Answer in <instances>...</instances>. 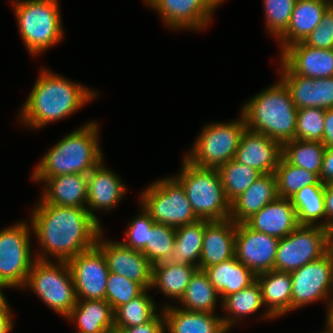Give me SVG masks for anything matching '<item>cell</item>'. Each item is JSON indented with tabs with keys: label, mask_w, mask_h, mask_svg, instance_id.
I'll return each mask as SVG.
<instances>
[{
	"label": "cell",
	"mask_w": 333,
	"mask_h": 333,
	"mask_svg": "<svg viewBox=\"0 0 333 333\" xmlns=\"http://www.w3.org/2000/svg\"><path fill=\"white\" fill-rule=\"evenodd\" d=\"M204 220L176 227L174 250L166 262L199 266L203 245Z\"/></svg>",
	"instance_id": "1f68e13d"
},
{
	"label": "cell",
	"mask_w": 333,
	"mask_h": 333,
	"mask_svg": "<svg viewBox=\"0 0 333 333\" xmlns=\"http://www.w3.org/2000/svg\"><path fill=\"white\" fill-rule=\"evenodd\" d=\"M249 228L276 238H284L298 226L291 200L278 197L244 222Z\"/></svg>",
	"instance_id": "603a6c76"
},
{
	"label": "cell",
	"mask_w": 333,
	"mask_h": 333,
	"mask_svg": "<svg viewBox=\"0 0 333 333\" xmlns=\"http://www.w3.org/2000/svg\"><path fill=\"white\" fill-rule=\"evenodd\" d=\"M30 222L20 220L0 230V282L21 290L36 260Z\"/></svg>",
	"instance_id": "30bf717a"
},
{
	"label": "cell",
	"mask_w": 333,
	"mask_h": 333,
	"mask_svg": "<svg viewBox=\"0 0 333 333\" xmlns=\"http://www.w3.org/2000/svg\"><path fill=\"white\" fill-rule=\"evenodd\" d=\"M225 0H146L170 30L205 31ZM219 6V7H218ZM186 29V30H185ZM203 29V30H202Z\"/></svg>",
	"instance_id": "4fadbf2b"
},
{
	"label": "cell",
	"mask_w": 333,
	"mask_h": 333,
	"mask_svg": "<svg viewBox=\"0 0 333 333\" xmlns=\"http://www.w3.org/2000/svg\"><path fill=\"white\" fill-rule=\"evenodd\" d=\"M107 167L103 159L87 174L86 209L102 227L103 224L95 213L102 210L108 213L114 208L116 210L128 190L120 175Z\"/></svg>",
	"instance_id": "e0dca14e"
},
{
	"label": "cell",
	"mask_w": 333,
	"mask_h": 333,
	"mask_svg": "<svg viewBox=\"0 0 333 333\" xmlns=\"http://www.w3.org/2000/svg\"><path fill=\"white\" fill-rule=\"evenodd\" d=\"M324 325V330L320 333H333V325L327 319H325Z\"/></svg>",
	"instance_id": "f5cc1de1"
},
{
	"label": "cell",
	"mask_w": 333,
	"mask_h": 333,
	"mask_svg": "<svg viewBox=\"0 0 333 333\" xmlns=\"http://www.w3.org/2000/svg\"><path fill=\"white\" fill-rule=\"evenodd\" d=\"M139 205L158 224L179 227L198 221L181 183L170 174L147 185Z\"/></svg>",
	"instance_id": "52a82bcc"
},
{
	"label": "cell",
	"mask_w": 333,
	"mask_h": 333,
	"mask_svg": "<svg viewBox=\"0 0 333 333\" xmlns=\"http://www.w3.org/2000/svg\"><path fill=\"white\" fill-rule=\"evenodd\" d=\"M312 107L333 108V77L313 78Z\"/></svg>",
	"instance_id": "f6af8a7d"
},
{
	"label": "cell",
	"mask_w": 333,
	"mask_h": 333,
	"mask_svg": "<svg viewBox=\"0 0 333 333\" xmlns=\"http://www.w3.org/2000/svg\"><path fill=\"white\" fill-rule=\"evenodd\" d=\"M325 146L319 141L298 139L283 144V157L292 165L320 175Z\"/></svg>",
	"instance_id": "e575fe53"
},
{
	"label": "cell",
	"mask_w": 333,
	"mask_h": 333,
	"mask_svg": "<svg viewBox=\"0 0 333 333\" xmlns=\"http://www.w3.org/2000/svg\"><path fill=\"white\" fill-rule=\"evenodd\" d=\"M176 228L154 223L150 230L149 243L142 250L143 255L154 265L167 261L174 250Z\"/></svg>",
	"instance_id": "74e56055"
},
{
	"label": "cell",
	"mask_w": 333,
	"mask_h": 333,
	"mask_svg": "<svg viewBox=\"0 0 333 333\" xmlns=\"http://www.w3.org/2000/svg\"><path fill=\"white\" fill-rule=\"evenodd\" d=\"M31 290L52 311L65 317L77 302L75 287L68 263L35 260L22 288Z\"/></svg>",
	"instance_id": "9c48e42d"
},
{
	"label": "cell",
	"mask_w": 333,
	"mask_h": 333,
	"mask_svg": "<svg viewBox=\"0 0 333 333\" xmlns=\"http://www.w3.org/2000/svg\"><path fill=\"white\" fill-rule=\"evenodd\" d=\"M4 288L8 287L0 282V310H3L9 304L3 291Z\"/></svg>",
	"instance_id": "816d5d0a"
},
{
	"label": "cell",
	"mask_w": 333,
	"mask_h": 333,
	"mask_svg": "<svg viewBox=\"0 0 333 333\" xmlns=\"http://www.w3.org/2000/svg\"><path fill=\"white\" fill-rule=\"evenodd\" d=\"M31 209L30 223L39 249L37 260L64 261L96 245L104 229L85 208L45 204L40 198ZM52 258V259H50Z\"/></svg>",
	"instance_id": "6da1fadb"
},
{
	"label": "cell",
	"mask_w": 333,
	"mask_h": 333,
	"mask_svg": "<svg viewBox=\"0 0 333 333\" xmlns=\"http://www.w3.org/2000/svg\"><path fill=\"white\" fill-rule=\"evenodd\" d=\"M100 126L96 120L71 131L47 150L30 179H48L62 174L87 175L103 159Z\"/></svg>",
	"instance_id": "3957f363"
},
{
	"label": "cell",
	"mask_w": 333,
	"mask_h": 333,
	"mask_svg": "<svg viewBox=\"0 0 333 333\" xmlns=\"http://www.w3.org/2000/svg\"><path fill=\"white\" fill-rule=\"evenodd\" d=\"M204 272L219 292L221 300L248 287L256 280V275L236 257L206 268Z\"/></svg>",
	"instance_id": "f1b7e54d"
},
{
	"label": "cell",
	"mask_w": 333,
	"mask_h": 333,
	"mask_svg": "<svg viewBox=\"0 0 333 333\" xmlns=\"http://www.w3.org/2000/svg\"><path fill=\"white\" fill-rule=\"evenodd\" d=\"M11 304H8L3 310H0V333H11L14 328V319Z\"/></svg>",
	"instance_id": "f907efd6"
},
{
	"label": "cell",
	"mask_w": 333,
	"mask_h": 333,
	"mask_svg": "<svg viewBox=\"0 0 333 333\" xmlns=\"http://www.w3.org/2000/svg\"><path fill=\"white\" fill-rule=\"evenodd\" d=\"M237 224L230 218L222 221L204 220L203 245L199 270L235 257V238Z\"/></svg>",
	"instance_id": "ffe728a7"
},
{
	"label": "cell",
	"mask_w": 333,
	"mask_h": 333,
	"mask_svg": "<svg viewBox=\"0 0 333 333\" xmlns=\"http://www.w3.org/2000/svg\"><path fill=\"white\" fill-rule=\"evenodd\" d=\"M325 228L333 227V188L328 184L324 187Z\"/></svg>",
	"instance_id": "c3c4849f"
},
{
	"label": "cell",
	"mask_w": 333,
	"mask_h": 333,
	"mask_svg": "<svg viewBox=\"0 0 333 333\" xmlns=\"http://www.w3.org/2000/svg\"><path fill=\"white\" fill-rule=\"evenodd\" d=\"M77 300L105 299L110 273L105 256L95 245L67 261Z\"/></svg>",
	"instance_id": "5bb4252c"
},
{
	"label": "cell",
	"mask_w": 333,
	"mask_h": 333,
	"mask_svg": "<svg viewBox=\"0 0 333 333\" xmlns=\"http://www.w3.org/2000/svg\"><path fill=\"white\" fill-rule=\"evenodd\" d=\"M329 185L333 188V181L329 183Z\"/></svg>",
	"instance_id": "9f6ffc18"
},
{
	"label": "cell",
	"mask_w": 333,
	"mask_h": 333,
	"mask_svg": "<svg viewBox=\"0 0 333 333\" xmlns=\"http://www.w3.org/2000/svg\"><path fill=\"white\" fill-rule=\"evenodd\" d=\"M198 270L197 266L187 264H173L166 261L152 265V286L164 295L166 300L175 304L183 296L192 276Z\"/></svg>",
	"instance_id": "83f0119b"
},
{
	"label": "cell",
	"mask_w": 333,
	"mask_h": 333,
	"mask_svg": "<svg viewBox=\"0 0 333 333\" xmlns=\"http://www.w3.org/2000/svg\"><path fill=\"white\" fill-rule=\"evenodd\" d=\"M265 310L260 320H276L291 312L292 279L290 272L271 270L256 275ZM264 311V312H263ZM262 318V319H261Z\"/></svg>",
	"instance_id": "44dd1931"
},
{
	"label": "cell",
	"mask_w": 333,
	"mask_h": 333,
	"mask_svg": "<svg viewBox=\"0 0 333 333\" xmlns=\"http://www.w3.org/2000/svg\"><path fill=\"white\" fill-rule=\"evenodd\" d=\"M327 320L333 325V304H332L331 311L327 317Z\"/></svg>",
	"instance_id": "11a10c76"
},
{
	"label": "cell",
	"mask_w": 333,
	"mask_h": 333,
	"mask_svg": "<svg viewBox=\"0 0 333 333\" xmlns=\"http://www.w3.org/2000/svg\"><path fill=\"white\" fill-rule=\"evenodd\" d=\"M44 187L40 199L45 204L86 209L87 175L62 174L48 179H31Z\"/></svg>",
	"instance_id": "7402d4cb"
},
{
	"label": "cell",
	"mask_w": 333,
	"mask_h": 333,
	"mask_svg": "<svg viewBox=\"0 0 333 333\" xmlns=\"http://www.w3.org/2000/svg\"><path fill=\"white\" fill-rule=\"evenodd\" d=\"M75 324L77 333H115L114 311L105 300H77L65 317Z\"/></svg>",
	"instance_id": "4316f807"
},
{
	"label": "cell",
	"mask_w": 333,
	"mask_h": 333,
	"mask_svg": "<svg viewBox=\"0 0 333 333\" xmlns=\"http://www.w3.org/2000/svg\"><path fill=\"white\" fill-rule=\"evenodd\" d=\"M19 34L30 56H41L64 39L59 0H11Z\"/></svg>",
	"instance_id": "5b68a950"
},
{
	"label": "cell",
	"mask_w": 333,
	"mask_h": 333,
	"mask_svg": "<svg viewBox=\"0 0 333 333\" xmlns=\"http://www.w3.org/2000/svg\"><path fill=\"white\" fill-rule=\"evenodd\" d=\"M145 289L124 276L110 272L107 279L105 300L113 311L141 295Z\"/></svg>",
	"instance_id": "60d3db41"
},
{
	"label": "cell",
	"mask_w": 333,
	"mask_h": 333,
	"mask_svg": "<svg viewBox=\"0 0 333 333\" xmlns=\"http://www.w3.org/2000/svg\"><path fill=\"white\" fill-rule=\"evenodd\" d=\"M329 251V230L320 226L299 225L281 238L274 270L291 272L319 259Z\"/></svg>",
	"instance_id": "7c38bea8"
},
{
	"label": "cell",
	"mask_w": 333,
	"mask_h": 333,
	"mask_svg": "<svg viewBox=\"0 0 333 333\" xmlns=\"http://www.w3.org/2000/svg\"><path fill=\"white\" fill-rule=\"evenodd\" d=\"M145 290L141 295L121 305L114 311V332L120 328L133 327L149 322L161 309L153 296ZM150 294V295H149ZM159 307V308H158Z\"/></svg>",
	"instance_id": "836d02e7"
},
{
	"label": "cell",
	"mask_w": 333,
	"mask_h": 333,
	"mask_svg": "<svg viewBox=\"0 0 333 333\" xmlns=\"http://www.w3.org/2000/svg\"><path fill=\"white\" fill-rule=\"evenodd\" d=\"M325 109L312 107L297 110L295 139L322 142Z\"/></svg>",
	"instance_id": "ab89813d"
},
{
	"label": "cell",
	"mask_w": 333,
	"mask_h": 333,
	"mask_svg": "<svg viewBox=\"0 0 333 333\" xmlns=\"http://www.w3.org/2000/svg\"><path fill=\"white\" fill-rule=\"evenodd\" d=\"M319 179L325 185L333 181V148L325 149Z\"/></svg>",
	"instance_id": "7dc6e473"
},
{
	"label": "cell",
	"mask_w": 333,
	"mask_h": 333,
	"mask_svg": "<svg viewBox=\"0 0 333 333\" xmlns=\"http://www.w3.org/2000/svg\"><path fill=\"white\" fill-rule=\"evenodd\" d=\"M306 45L320 48L333 49V6L331 5L323 14L321 22L303 41Z\"/></svg>",
	"instance_id": "ee69618b"
},
{
	"label": "cell",
	"mask_w": 333,
	"mask_h": 333,
	"mask_svg": "<svg viewBox=\"0 0 333 333\" xmlns=\"http://www.w3.org/2000/svg\"><path fill=\"white\" fill-rule=\"evenodd\" d=\"M177 303L176 306L181 309L208 313H215L218 303H220V308L222 306L219 292L209 281L207 274L199 269L192 276L183 296Z\"/></svg>",
	"instance_id": "4dcf8cb0"
},
{
	"label": "cell",
	"mask_w": 333,
	"mask_h": 333,
	"mask_svg": "<svg viewBox=\"0 0 333 333\" xmlns=\"http://www.w3.org/2000/svg\"><path fill=\"white\" fill-rule=\"evenodd\" d=\"M279 238L237 224L235 257L255 275L274 270Z\"/></svg>",
	"instance_id": "2e32d148"
},
{
	"label": "cell",
	"mask_w": 333,
	"mask_h": 333,
	"mask_svg": "<svg viewBox=\"0 0 333 333\" xmlns=\"http://www.w3.org/2000/svg\"><path fill=\"white\" fill-rule=\"evenodd\" d=\"M278 78L288 88L292 101L297 109L312 108L313 78L292 74L281 62Z\"/></svg>",
	"instance_id": "b9f144b4"
},
{
	"label": "cell",
	"mask_w": 333,
	"mask_h": 333,
	"mask_svg": "<svg viewBox=\"0 0 333 333\" xmlns=\"http://www.w3.org/2000/svg\"><path fill=\"white\" fill-rule=\"evenodd\" d=\"M227 200L232 203L246 191L262 174L235 159L218 168Z\"/></svg>",
	"instance_id": "8d00e7d4"
},
{
	"label": "cell",
	"mask_w": 333,
	"mask_h": 333,
	"mask_svg": "<svg viewBox=\"0 0 333 333\" xmlns=\"http://www.w3.org/2000/svg\"><path fill=\"white\" fill-rule=\"evenodd\" d=\"M291 312L323 301L326 304L327 319L333 304V254L311 261L291 271Z\"/></svg>",
	"instance_id": "8fae6325"
},
{
	"label": "cell",
	"mask_w": 333,
	"mask_h": 333,
	"mask_svg": "<svg viewBox=\"0 0 333 333\" xmlns=\"http://www.w3.org/2000/svg\"><path fill=\"white\" fill-rule=\"evenodd\" d=\"M155 222L141 208L139 214L128 221L124 232L125 239L121 242L132 249L142 251L146 244L149 243L150 230Z\"/></svg>",
	"instance_id": "7bdbcfd3"
},
{
	"label": "cell",
	"mask_w": 333,
	"mask_h": 333,
	"mask_svg": "<svg viewBox=\"0 0 333 333\" xmlns=\"http://www.w3.org/2000/svg\"><path fill=\"white\" fill-rule=\"evenodd\" d=\"M181 163L179 173L173 176L183 186L198 219L207 221L229 219L231 203L226 198L218 169L195 166L184 156Z\"/></svg>",
	"instance_id": "8992f818"
},
{
	"label": "cell",
	"mask_w": 333,
	"mask_h": 333,
	"mask_svg": "<svg viewBox=\"0 0 333 333\" xmlns=\"http://www.w3.org/2000/svg\"><path fill=\"white\" fill-rule=\"evenodd\" d=\"M246 128L241 114L239 118L229 122H209L201 128L192 147L183 156L195 166L218 169L235 158Z\"/></svg>",
	"instance_id": "ba28073f"
},
{
	"label": "cell",
	"mask_w": 333,
	"mask_h": 333,
	"mask_svg": "<svg viewBox=\"0 0 333 333\" xmlns=\"http://www.w3.org/2000/svg\"><path fill=\"white\" fill-rule=\"evenodd\" d=\"M329 251L333 254V227L329 229Z\"/></svg>",
	"instance_id": "db71d44e"
},
{
	"label": "cell",
	"mask_w": 333,
	"mask_h": 333,
	"mask_svg": "<svg viewBox=\"0 0 333 333\" xmlns=\"http://www.w3.org/2000/svg\"><path fill=\"white\" fill-rule=\"evenodd\" d=\"M96 246L105 256L110 272L124 276L145 290L152 286V264L142 251L125 246L121 241L105 238L102 230L96 240Z\"/></svg>",
	"instance_id": "9a60e30c"
},
{
	"label": "cell",
	"mask_w": 333,
	"mask_h": 333,
	"mask_svg": "<svg viewBox=\"0 0 333 333\" xmlns=\"http://www.w3.org/2000/svg\"><path fill=\"white\" fill-rule=\"evenodd\" d=\"M282 156L283 145L280 142L246 128L234 159L263 175L274 173Z\"/></svg>",
	"instance_id": "d6986e66"
},
{
	"label": "cell",
	"mask_w": 333,
	"mask_h": 333,
	"mask_svg": "<svg viewBox=\"0 0 333 333\" xmlns=\"http://www.w3.org/2000/svg\"><path fill=\"white\" fill-rule=\"evenodd\" d=\"M41 69L17 115L20 124L30 130L70 117L99 96L95 89L65 78L49 67Z\"/></svg>",
	"instance_id": "7a4b0ae2"
},
{
	"label": "cell",
	"mask_w": 333,
	"mask_h": 333,
	"mask_svg": "<svg viewBox=\"0 0 333 333\" xmlns=\"http://www.w3.org/2000/svg\"><path fill=\"white\" fill-rule=\"evenodd\" d=\"M173 304V305H172ZM167 333H228L219 314L189 311L171 303L162 304Z\"/></svg>",
	"instance_id": "cb8c5ba5"
},
{
	"label": "cell",
	"mask_w": 333,
	"mask_h": 333,
	"mask_svg": "<svg viewBox=\"0 0 333 333\" xmlns=\"http://www.w3.org/2000/svg\"><path fill=\"white\" fill-rule=\"evenodd\" d=\"M278 197L290 199L300 189L309 185H325L316 173L290 164L283 156L274 172Z\"/></svg>",
	"instance_id": "d590c367"
},
{
	"label": "cell",
	"mask_w": 333,
	"mask_h": 333,
	"mask_svg": "<svg viewBox=\"0 0 333 333\" xmlns=\"http://www.w3.org/2000/svg\"><path fill=\"white\" fill-rule=\"evenodd\" d=\"M331 6L327 0H296L287 30L276 40L280 53L289 45L304 41Z\"/></svg>",
	"instance_id": "d4e9b609"
},
{
	"label": "cell",
	"mask_w": 333,
	"mask_h": 333,
	"mask_svg": "<svg viewBox=\"0 0 333 333\" xmlns=\"http://www.w3.org/2000/svg\"><path fill=\"white\" fill-rule=\"evenodd\" d=\"M296 0H263L266 33L277 40L288 28Z\"/></svg>",
	"instance_id": "f35d334b"
},
{
	"label": "cell",
	"mask_w": 333,
	"mask_h": 333,
	"mask_svg": "<svg viewBox=\"0 0 333 333\" xmlns=\"http://www.w3.org/2000/svg\"><path fill=\"white\" fill-rule=\"evenodd\" d=\"M325 185H309L290 198L296 210L299 225L325 228Z\"/></svg>",
	"instance_id": "d6a6232c"
},
{
	"label": "cell",
	"mask_w": 333,
	"mask_h": 333,
	"mask_svg": "<svg viewBox=\"0 0 333 333\" xmlns=\"http://www.w3.org/2000/svg\"><path fill=\"white\" fill-rule=\"evenodd\" d=\"M279 56V62L292 74L310 78L333 77V49L314 48L302 41L287 46Z\"/></svg>",
	"instance_id": "ac0fdd59"
},
{
	"label": "cell",
	"mask_w": 333,
	"mask_h": 333,
	"mask_svg": "<svg viewBox=\"0 0 333 333\" xmlns=\"http://www.w3.org/2000/svg\"><path fill=\"white\" fill-rule=\"evenodd\" d=\"M277 198V180L275 174H263L231 203L229 218L235 224L244 223L265 205Z\"/></svg>",
	"instance_id": "484cf974"
},
{
	"label": "cell",
	"mask_w": 333,
	"mask_h": 333,
	"mask_svg": "<svg viewBox=\"0 0 333 333\" xmlns=\"http://www.w3.org/2000/svg\"><path fill=\"white\" fill-rule=\"evenodd\" d=\"M297 108L288 88L278 78L251 96L239 111L247 129L262 133L282 145L295 139Z\"/></svg>",
	"instance_id": "277c9868"
},
{
	"label": "cell",
	"mask_w": 333,
	"mask_h": 333,
	"mask_svg": "<svg viewBox=\"0 0 333 333\" xmlns=\"http://www.w3.org/2000/svg\"><path fill=\"white\" fill-rule=\"evenodd\" d=\"M324 122L322 144L325 148H333V108L325 110Z\"/></svg>",
	"instance_id": "681fc988"
},
{
	"label": "cell",
	"mask_w": 333,
	"mask_h": 333,
	"mask_svg": "<svg viewBox=\"0 0 333 333\" xmlns=\"http://www.w3.org/2000/svg\"><path fill=\"white\" fill-rule=\"evenodd\" d=\"M263 306L261 287L255 280L248 287L228 295L222 300L221 310L224 315L220 314V316L224 327L230 332L244 318L246 320L249 315L258 314Z\"/></svg>",
	"instance_id": "f546056e"
},
{
	"label": "cell",
	"mask_w": 333,
	"mask_h": 333,
	"mask_svg": "<svg viewBox=\"0 0 333 333\" xmlns=\"http://www.w3.org/2000/svg\"><path fill=\"white\" fill-rule=\"evenodd\" d=\"M116 333H166L163 312L160 309L149 322L133 327L120 328Z\"/></svg>",
	"instance_id": "bcb514c9"
}]
</instances>
